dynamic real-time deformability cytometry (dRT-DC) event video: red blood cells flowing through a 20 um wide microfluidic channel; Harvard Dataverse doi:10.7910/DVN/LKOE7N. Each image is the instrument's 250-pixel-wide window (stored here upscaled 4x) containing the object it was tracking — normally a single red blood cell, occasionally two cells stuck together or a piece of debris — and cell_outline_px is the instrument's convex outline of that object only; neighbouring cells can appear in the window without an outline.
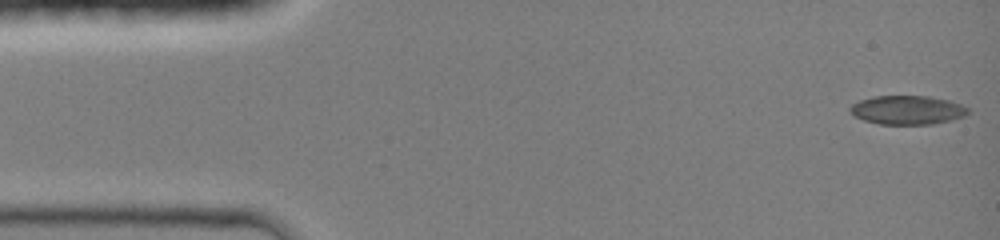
{"species": "common noctule bat (a hibernating species)", "species_latin": "Nyctalus noctula", "temperature_condition": "room temperature", "stored_images_in_passage": 44, "camera_frame_rate_fps": 3000, "um_per_image_px": 0.085, "animal": {"sex": "female", "body_mass_g": 19.0, "forearm_length_mm": 51.5}, "frame": {"image": 1, "passage_image": 1, "time_ms": 0.0, "image_size_px": [1000, 240], "cell_outline_px": [[968, 112], [964, 116], [952, 120], [932, 124], [880, 124], [864, 120], [856, 116], [848, 108], [852, 104], [860, 100], [872, 96], [928, 96], [948, 100], [960, 104], [968, 108]], "centroid_in_image_um": [77.12, 9.35], "position_along_channel_um": 7.9, "area_um2": 19.71}}
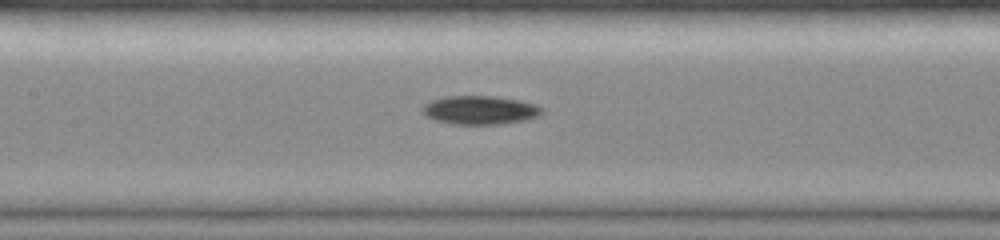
{"frame": {"image": 2, "passage_image": 20, "time_ms": 6.333, "image_size_px": [1000, 240], "cell_outline_px": [[544, 112], [540, 116], [528, 120], [500, 124], [452, 124], [436, 120], [428, 116], [420, 108], [424, 104], [432, 100], [444, 96], [492, 96], [520, 100], [536, 104], [544, 108]], "centroid_in_image_um": [40.86, 9.35], "position_along_channel_um": 166.5, "area_um2": 20.11}}
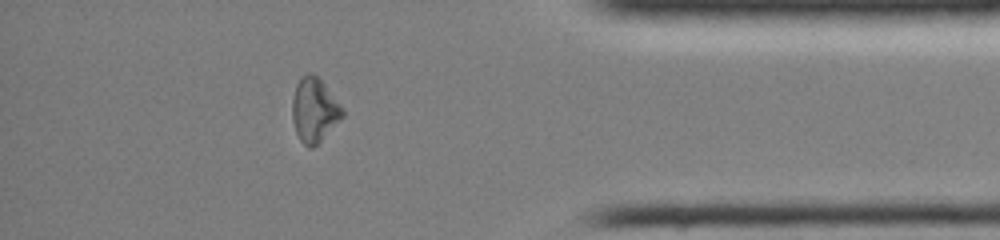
{"frame": {"image": 3, "passage_image": 38, "time_ms": 12.333, "image_size_px": [1000, 240], "cell_outline_px": [[344, 116], [312, 148], [308, 148], [300, 140], [296, 132], [292, 120], [292, 100], [296, 84], [300, 76], [308, 72], [312, 72], [324, 84], [344, 108]], "centroid_in_image_um": [26.7, 9.33], "position_along_channel_um": 408.5, "area_um2": 18.73}}